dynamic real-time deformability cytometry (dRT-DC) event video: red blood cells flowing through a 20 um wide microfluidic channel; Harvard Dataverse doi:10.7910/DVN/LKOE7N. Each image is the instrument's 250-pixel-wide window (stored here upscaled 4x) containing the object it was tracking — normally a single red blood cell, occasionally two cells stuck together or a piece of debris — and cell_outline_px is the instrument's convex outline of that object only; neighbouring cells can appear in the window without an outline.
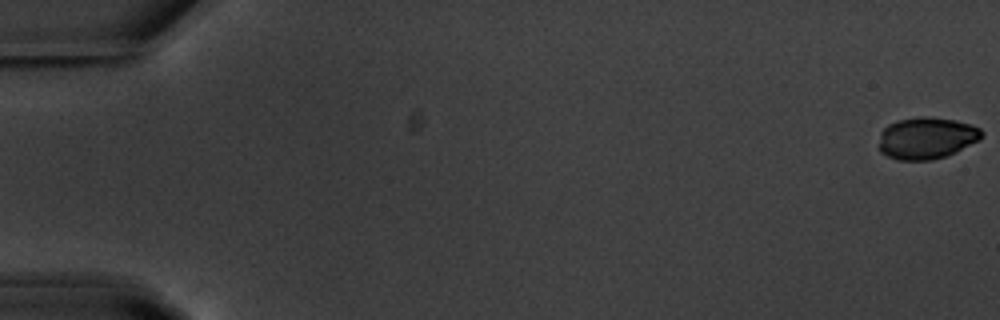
{"species": "common noctule bat (a hibernating species)", "species_latin": "Nyctalus noctula", "temperature_condition": "warm", "stored_images_in_passage": 56, "camera_frame_rate_fps": 3000, "um_per_image_px": 0.085, "animal": {"sex": "male", "body_mass_g": 20.1, "forearm_length_mm": 53.5}, "frame": {"image": 1, "passage_image": 1, "time_ms": 0.0, "image_size_px": [1000, 320], "cell_outline_px": [[984, 136], [980, 140], [948, 156], [932, 160], [896, 160], [880, 152], [880, 132], [888, 124], [896, 120], [920, 116], [928, 116], [956, 120], [980, 128], [984, 132]], "centroid_in_image_um": [78.77, 11.73], "position_along_channel_um": 6.2, "area_um2": 25.37}}
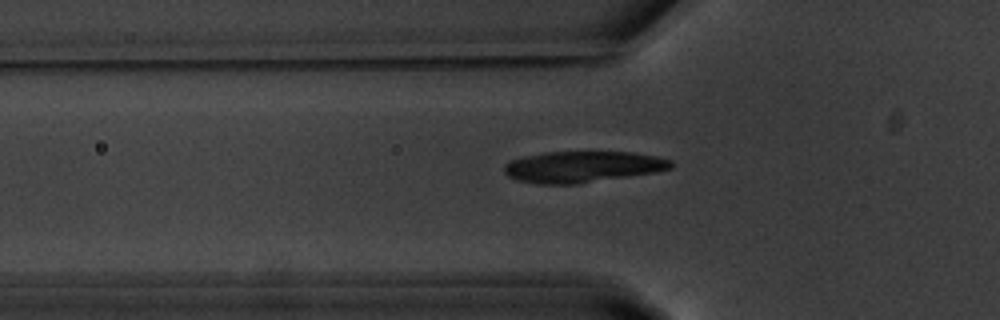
{"frame": {"image": 2, "passage_image": 20, "time_ms": 6.333, "image_size_px": [1000, 320], "cell_outline_px": [[672, 168], [656, 172], [580, 184], [540, 184], [516, 180], [508, 176], [504, 172], [504, 164], [508, 160], [524, 156], [544, 152], [632, 152], [656, 156], [672, 160]], "centroid_in_image_um": [49.49, 14.18], "position_along_channel_um": 76.3, "area_um2": 30.63}}
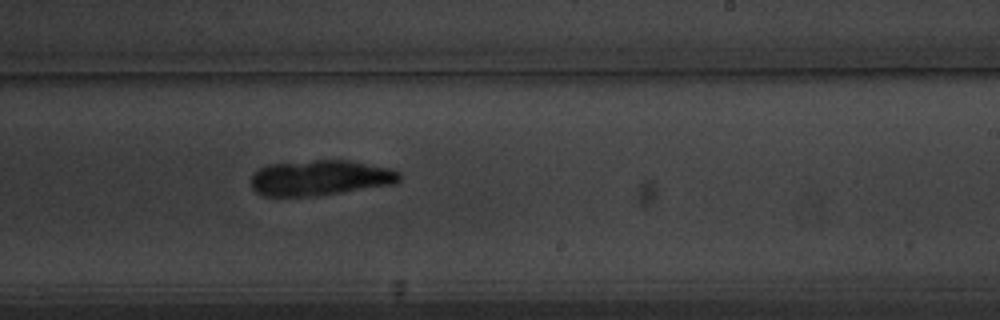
{"frame": {"image": 3, "passage_image": 35, "time_ms": 11.333, "image_size_px": [1000, 320], "cell_outline_px": [[400, 180], [396, 184], [316, 196], [264, 196], [256, 192], [252, 188], [252, 176], [260, 168], [268, 164], [316, 160], [348, 160], [392, 168], [400, 172]], "centroid_in_image_um": [27.25, 15.11], "position_along_channel_um": 261.7, "area_um2": 30.75}}